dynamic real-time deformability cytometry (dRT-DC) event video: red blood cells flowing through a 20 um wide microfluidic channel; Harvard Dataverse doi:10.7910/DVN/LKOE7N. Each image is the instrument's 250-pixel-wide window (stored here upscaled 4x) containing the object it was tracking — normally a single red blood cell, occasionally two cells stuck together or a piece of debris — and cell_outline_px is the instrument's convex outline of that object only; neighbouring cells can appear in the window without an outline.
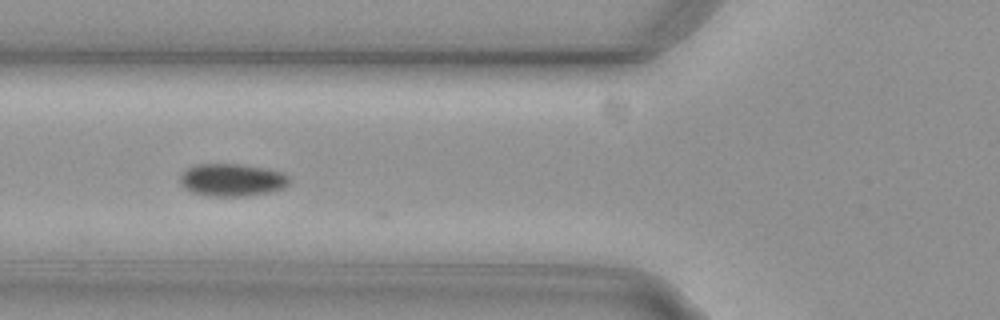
{"species": "common noctule bat (a hibernating species)", "species_latin": "Nyctalus noctula", "temperature_condition": "cold", "stored_images_in_passage": 28, "camera_frame_rate_fps": 3000, "um_per_image_px": 0.085, "animal": {"sex": "female", "body_mass_g": 29.2, "forearm_length_mm": 56.3}, "frame": {"image": 1, "passage_image": 3, "time_ms": 0.667, "image_size_px": [1000, 320], "cell_outline_px": [[292, 180], [284, 188], [268, 192], [244, 196], [208, 196], [192, 192], [184, 188], [180, 184], [180, 176], [188, 168], [196, 164], [240, 164], [268, 168], [284, 172]], "centroid_in_image_um": [19.75, 15.29], "position_along_channel_um": 106.0, "area_um2": 20.92}}
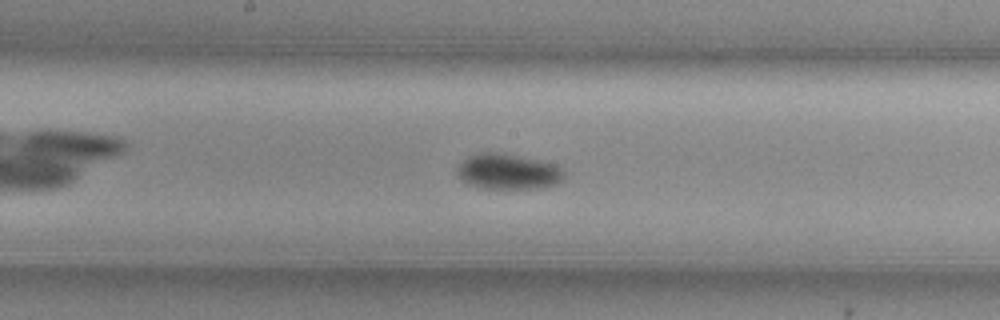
{"frame": {"image": 2, "passage_image": 11, "time_ms": 3.333, "image_size_px": [1000, 320], "cell_outline_px": [[564, 180], [556, 184], [544, 188], [480, 188], [464, 184], [456, 176], [456, 168], [468, 156], [480, 152], [496, 152], [540, 160], [552, 164], [560, 168], [564, 172]], "centroid_in_image_um": [43.13, 14.6], "position_along_channel_um": 205.1, "area_um2": 22.37}}
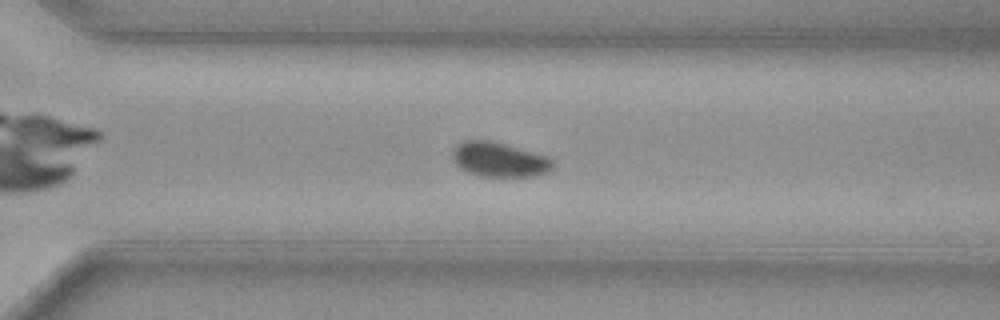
{"frame": {"image": 3, "passage_image": 21, "time_ms": 6.667, "image_size_px": [1000, 320], "cell_outline_px": [[556, 164], [552, 172], [536, 176], [476, 176], [460, 168], [452, 160], [452, 148], [456, 144], [464, 140], [488, 140], [504, 144], [548, 156], [556, 160]], "centroid_in_image_um": [42.47, 13.57], "position_along_channel_um": 328.1, "area_um2": 20.69}}